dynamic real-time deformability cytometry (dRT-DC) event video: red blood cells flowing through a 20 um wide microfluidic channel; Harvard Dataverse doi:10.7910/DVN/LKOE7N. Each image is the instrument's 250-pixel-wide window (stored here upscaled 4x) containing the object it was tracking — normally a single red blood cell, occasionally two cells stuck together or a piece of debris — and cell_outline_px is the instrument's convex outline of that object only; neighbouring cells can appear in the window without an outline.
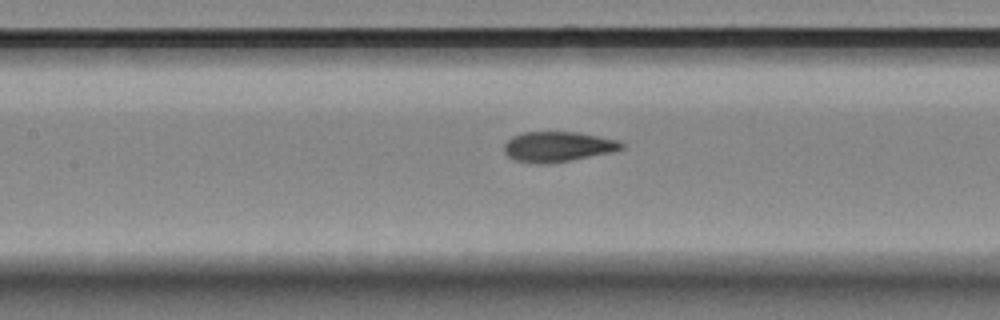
{"species": "Egyptian fruit bat (a non-hibernating species)", "species_latin": "Rousettus aegyptiacus", "temperature_condition": "room temperature", "stored_images_in_passage": 6, "camera_frame_rate_fps": 3000, "um_per_image_px": 0.085, "animal": {"sex": "female"}, "frame": {"image": 1, "passage_image": 6, "time_ms": 6.0, "image_size_px": [1000, 320], "cell_outline_px": [[624, 148], [612, 152], [572, 160], [548, 164], [536, 164], [516, 160], [508, 156], [504, 152], [504, 144], [512, 136], [524, 132], [576, 132], [620, 140], [624, 144]], "centroid_in_image_um": [47.42, 12.47], "position_along_channel_um": 160.0, "area_um2": 20.75}}